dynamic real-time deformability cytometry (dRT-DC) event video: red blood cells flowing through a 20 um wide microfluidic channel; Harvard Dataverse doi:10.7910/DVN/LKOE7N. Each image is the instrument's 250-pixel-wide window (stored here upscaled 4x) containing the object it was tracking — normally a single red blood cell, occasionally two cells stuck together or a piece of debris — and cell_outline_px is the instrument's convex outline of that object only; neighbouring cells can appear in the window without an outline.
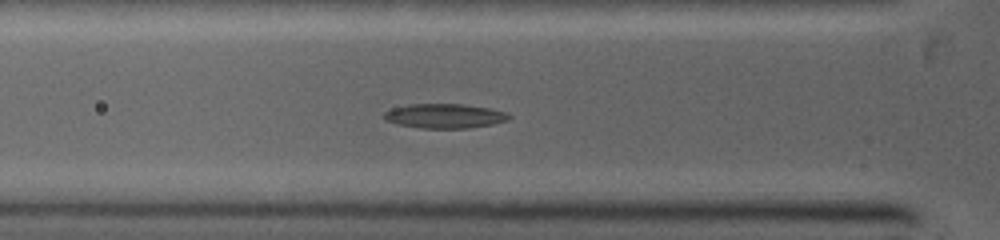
{"species": "common noctule bat (a hibernating species)", "species_latin": "Nyctalus noctula", "temperature_condition": "warm", "stored_images_in_passage": 28, "camera_frame_rate_fps": 5000, "um_per_image_px": 0.085, "animal": {"sex": "female", "body_mass_g": 19.0, "forearm_length_mm": 53.3}, "frame": {"image": 1, "passage_image": 6, "time_ms": 2.8, "image_size_px": [1000, 240], "cell_outline_px": [[512, 116], [508, 120], [492, 124], [468, 128], [420, 128], [396, 124], [384, 120], [384, 112], [392, 108], [408, 104], [464, 104], [488, 108], [508, 112]], "centroid_in_image_um": [37.79, 9.85], "position_along_channel_um": 88.0, "area_um2": 17.92}}
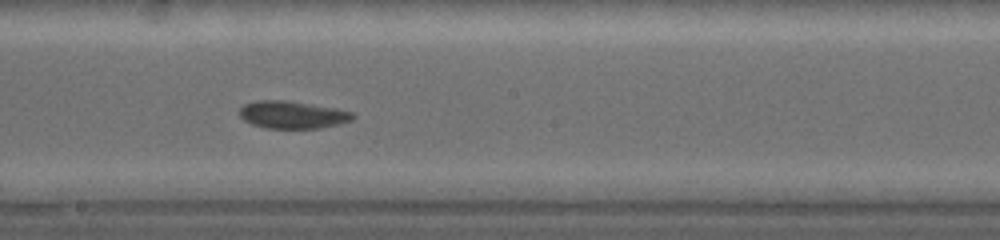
{"frame": {"image": 2, "passage_image": 15, "time_ms": 5.8, "image_size_px": [1000, 240], "cell_outline_px": [[356, 116], [352, 120], [320, 128], [268, 128], [252, 124], [244, 120], [240, 116], [240, 108], [244, 104], [260, 100], [284, 100], [332, 108], [352, 112]], "centroid_in_image_um": [24.83, 9.76], "position_along_channel_um": 223.4, "area_um2": 17.74}}
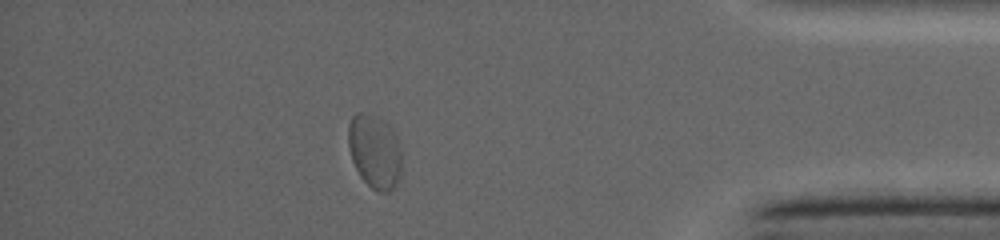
{"frame": {"image": 3, "passage_image": 25, "time_ms": 10.6, "image_size_px": [1000, 240], "cell_outline_px": [[400, 172], [396, 184], [388, 192], [380, 192], [372, 188], [360, 176], [352, 160], [348, 144], [348, 124], [352, 116], [360, 112], [384, 120], [392, 128], [400, 144]], "centroid_in_image_um": [31.84, 12.86], "position_along_channel_um": 403.4, "area_um2": 22.77}}